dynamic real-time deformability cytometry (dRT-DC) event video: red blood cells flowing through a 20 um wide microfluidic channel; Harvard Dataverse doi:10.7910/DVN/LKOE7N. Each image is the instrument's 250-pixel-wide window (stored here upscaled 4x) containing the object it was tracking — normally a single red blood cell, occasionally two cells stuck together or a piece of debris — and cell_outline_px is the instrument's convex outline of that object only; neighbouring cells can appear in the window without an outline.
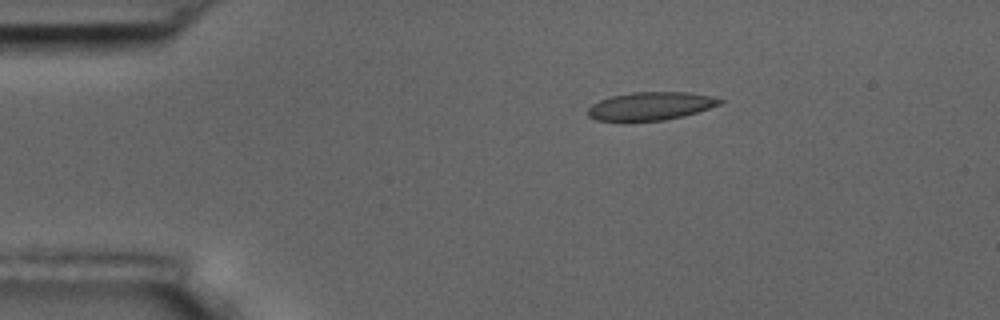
{"species": "common noctule bat (a hibernating species)", "species_latin": "Nyctalus noctula", "temperature_condition": "room temperature", "stored_images_in_passage": 3, "camera_frame_rate_fps": 3000, "um_per_image_px": 0.085, "animal": {"sex": "male", "body_mass_g": 17.5, "forearm_length_mm": 52.3}, "frame": {"image": 1, "passage_image": 1, "time_ms": 0.0, "image_size_px": [1000, 320], "cell_outline_px": [[724, 100], [720, 104], [684, 116], [664, 120], [620, 124], [596, 120], [588, 116], [588, 108], [592, 104], [600, 100], [612, 96], [632, 92], [688, 92], [708, 96]], "centroid_in_image_um": [55.2, 9.06], "position_along_channel_um": 29.8, "area_um2": 22.2}}